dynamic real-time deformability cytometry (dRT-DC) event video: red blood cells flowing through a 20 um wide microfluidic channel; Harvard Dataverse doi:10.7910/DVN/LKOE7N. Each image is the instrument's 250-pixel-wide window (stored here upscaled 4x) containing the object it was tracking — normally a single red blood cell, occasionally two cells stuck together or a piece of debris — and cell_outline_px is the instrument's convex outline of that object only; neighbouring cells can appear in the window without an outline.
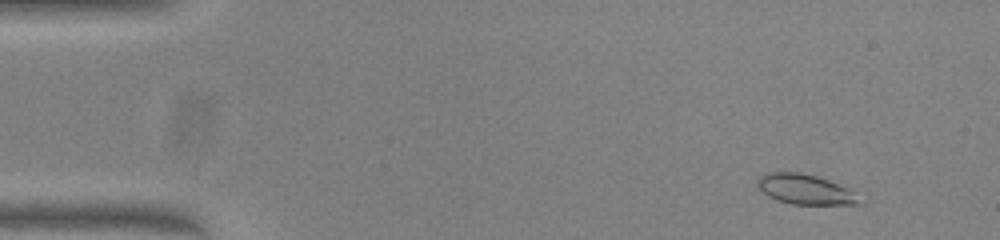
{"species": "common noctule bat (a hibernating species)", "species_latin": "Nyctalus noctula", "temperature_condition": "warm", "stored_images_in_passage": 28, "camera_frame_rate_fps": 3000, "um_per_image_px": 0.085, "animal": {"sex": "female", "body_mass_g": 23.0, "forearm_length_mm": 53.4}, "frame": {"image": 1, "passage_image": 5, "time_ms": 1.333, "image_size_px": [1000, 240], "cell_outline_px": [[856, 204], [792, 204], [776, 200], [768, 196], [760, 188], [760, 176], [768, 172], [800, 172], [816, 176], [828, 180], [848, 188], [852, 192], [856, 200]], "centroid_in_image_um": [68.38, 16.08], "position_along_channel_um": 16.6, "area_um2": 17.11}}
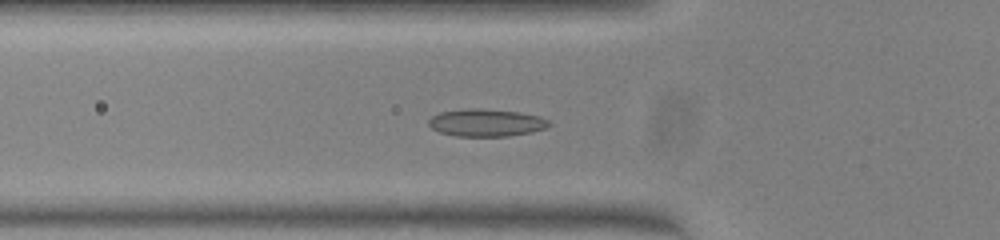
{"frame": {"image": 2, "passage_image": 18, "time_ms": 5.667, "image_size_px": [1000, 240], "cell_outline_px": [[552, 124], [544, 128], [532, 132], [508, 136], [456, 136], [440, 132], [432, 128], [428, 124], [428, 120], [432, 116], [440, 112], [468, 108], [480, 108], [516, 112], [540, 116], [548, 120]], "centroid_in_image_um": [41.32, 10.43], "position_along_channel_um": 84.5, "area_um2": 19.19}}
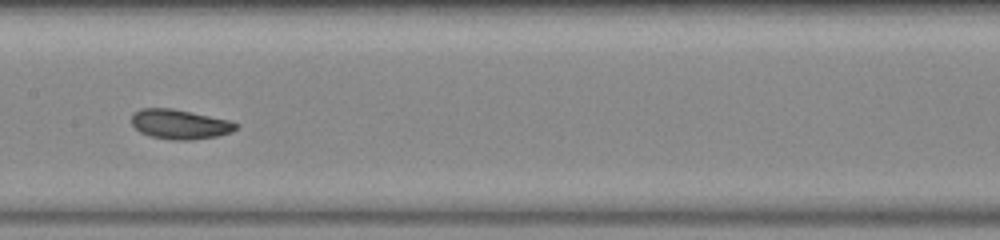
{"frame": {"image": 3, "passage_image": 26, "time_ms": 8.333, "image_size_px": [1000, 240], "cell_outline_px": [[240, 124], [232, 132], [216, 136], [192, 140], [172, 140], [152, 136], [140, 132], [132, 124], [132, 116], [140, 108], [172, 108], [228, 120]], "centroid_in_image_um": [15.29, 10.56], "position_along_channel_um": 192.1, "area_um2": 17.86}}